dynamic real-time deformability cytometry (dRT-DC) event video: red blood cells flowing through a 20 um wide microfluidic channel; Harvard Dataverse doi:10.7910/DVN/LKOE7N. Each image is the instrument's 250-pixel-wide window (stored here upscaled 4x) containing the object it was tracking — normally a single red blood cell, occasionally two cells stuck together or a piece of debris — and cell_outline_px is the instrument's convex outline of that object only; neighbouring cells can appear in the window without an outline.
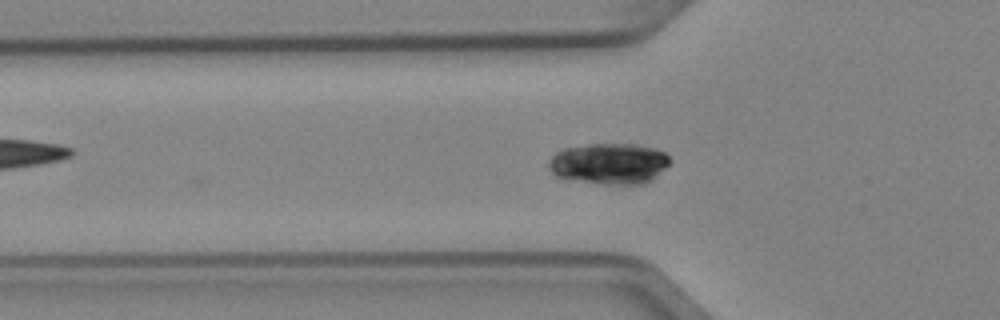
{"species": "Egyptian fruit bat (a non-hibernating species)", "species_latin": "Rousettus aegyptiacus", "temperature_condition": "cold", "stored_images_in_passage": 4, "camera_frame_rate_fps": 3000, "um_per_image_px": 0.085, "animal": {"sex": "female"}, "frame": {"image": 1, "passage_image": 3, "time_ms": 0.667, "image_size_px": [1000, 320], "cell_outline_px": [[672, 160], [652, 180], [644, 184], [596, 184], [560, 180], [548, 168], [548, 160], [556, 152], [564, 148], [588, 144], [636, 144], [656, 148], [664, 152]], "centroid_in_image_um": [51.73, 13.92], "position_along_channel_um": 74.1, "area_um2": 29.59}}
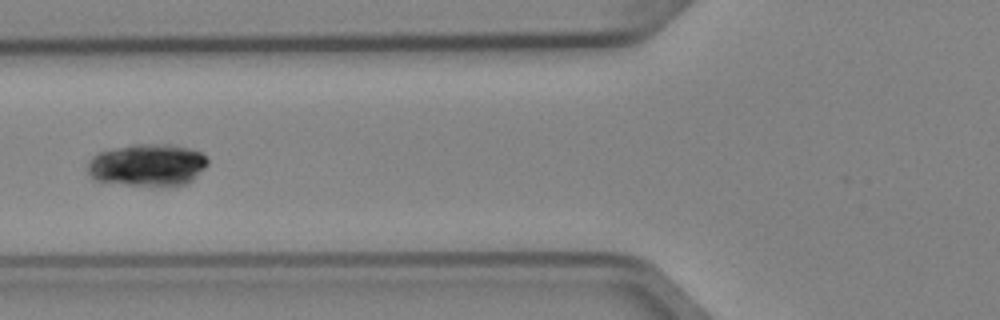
{"frame": {"image": 2, "passage_image": 4, "time_ms": 1.0, "image_size_px": [1000, 320], "cell_outline_px": [[208, 164], [188, 184], [176, 188], [152, 188], [92, 180], [88, 172], [88, 164], [92, 156], [100, 152], [132, 144], [172, 144], [188, 148], [200, 152], [208, 160]], "centroid_in_image_um": [12.55, 14.08], "position_along_channel_um": 113.2, "area_um2": 30.46}}